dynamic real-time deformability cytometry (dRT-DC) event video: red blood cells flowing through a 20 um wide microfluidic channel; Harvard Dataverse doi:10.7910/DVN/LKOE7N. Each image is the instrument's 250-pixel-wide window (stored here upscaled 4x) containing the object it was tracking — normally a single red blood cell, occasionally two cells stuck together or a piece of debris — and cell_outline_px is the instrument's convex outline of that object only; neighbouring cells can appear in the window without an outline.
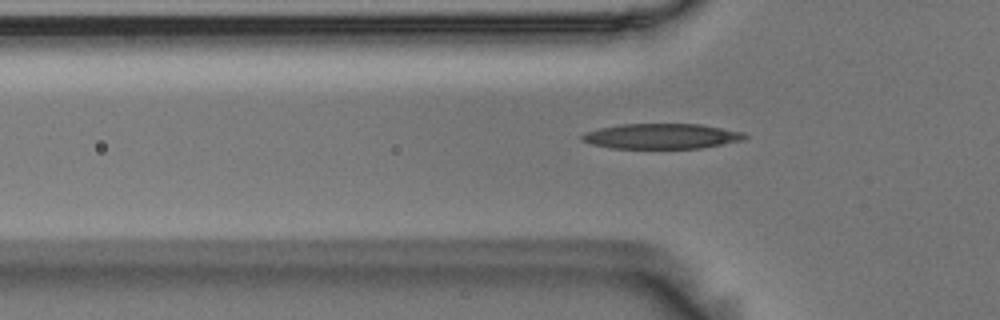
{"species": "Egyptian fruit bat (a non-hibernating species)", "species_latin": "Rousettus aegyptiacus", "temperature_condition": "room temperature", "stored_images_in_passage": 47, "camera_frame_rate_fps": 3000, "um_per_image_px": 0.085, "animal": {"sex": "male"}, "frame": {"image": 1, "passage_image": 15, "time_ms": 4.667, "image_size_px": [1000, 320], "cell_outline_px": [[748, 136], [744, 140], [704, 148], [612, 148], [592, 144], [580, 140], [580, 136], [584, 132], [600, 128], [620, 124], [700, 124], [744, 132]], "centroid_in_image_um": [56.24, 11.58], "position_along_channel_um": 69.6, "area_um2": 24.04}}
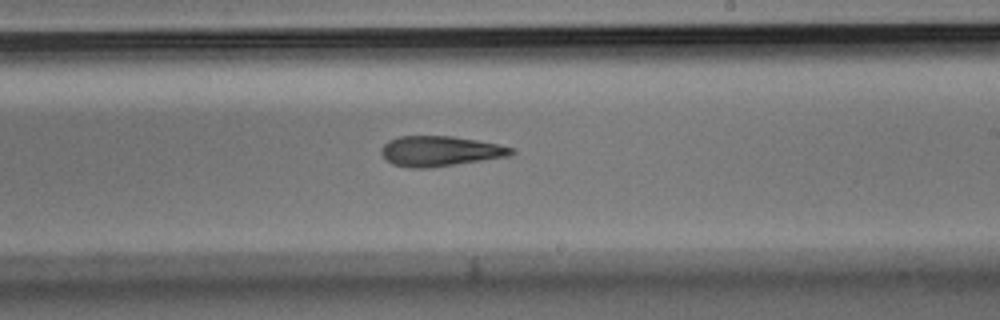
{"frame": {"image": 2, "passage_image": 30, "time_ms": 9.667, "image_size_px": [1000, 320], "cell_outline_px": [[516, 152], [512, 156], [428, 168], [412, 168], [392, 164], [380, 152], [380, 148], [388, 140], [400, 136], [452, 136], [476, 140], [516, 148]], "centroid_in_image_um": [37.43, 12.84], "position_along_channel_um": 251.6, "area_um2": 22.95}}
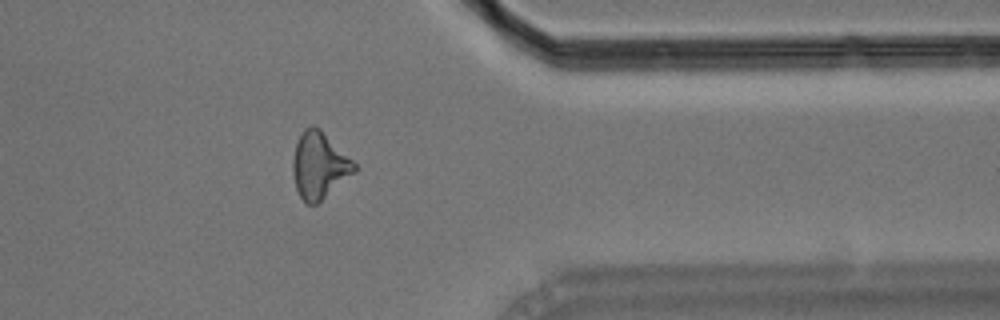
{"frame": {"image": 3, "passage_image": 42, "time_ms": 13.667, "image_size_px": [1000, 320], "cell_outline_px": [[356, 172], [316, 204], [308, 204], [300, 196], [296, 188], [292, 172], [292, 160], [296, 144], [304, 128], [312, 124], [320, 128], [356, 164]], "centroid_in_image_um": [27.13, 14.05], "position_along_channel_um": 384.3, "area_um2": 23.64}}